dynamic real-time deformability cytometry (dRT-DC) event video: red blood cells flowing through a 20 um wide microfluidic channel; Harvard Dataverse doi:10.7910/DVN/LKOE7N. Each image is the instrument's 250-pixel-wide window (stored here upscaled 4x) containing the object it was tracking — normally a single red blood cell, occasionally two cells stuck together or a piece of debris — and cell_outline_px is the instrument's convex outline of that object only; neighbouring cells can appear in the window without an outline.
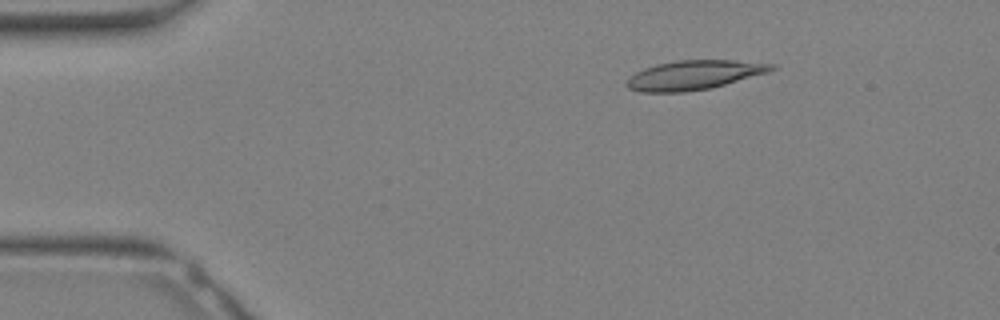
{"species": "Egyptian fruit bat (a non-hibernating species)", "species_latin": "Rousettus aegyptiacus", "temperature_condition": "warm", "stored_images_in_passage": 30, "camera_frame_rate_fps": 3000, "um_per_image_px": 0.085, "animal": {"sex": "female"}, "frame": {"image": 1, "passage_image": 3, "time_ms": 0.667, "image_size_px": [1000, 320], "cell_outline_px": [[776, 68], [768, 72], [712, 88], [684, 92], [640, 92], [628, 88], [624, 84], [636, 72], [644, 68], [656, 64], [676, 60], [732, 60], [776, 64]], "centroid_in_image_um": [58.99, 6.38], "position_along_channel_um": 26.0, "area_um2": 24.68}}
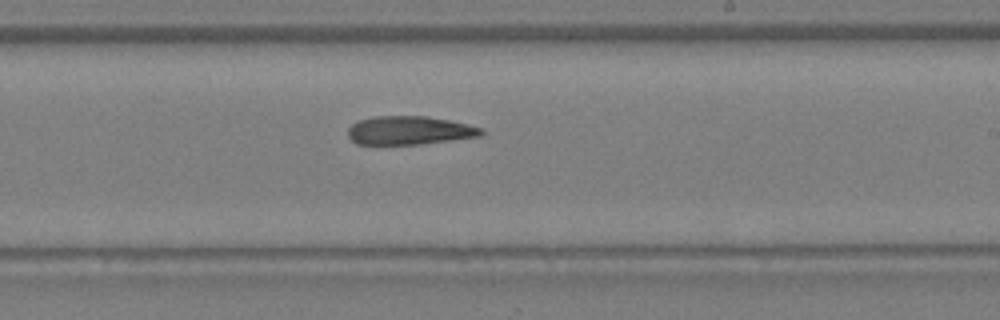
{"frame": {"image": 2, "passage_image": 17, "time_ms": 5.333, "image_size_px": [1000, 320], "cell_outline_px": [[484, 136], [420, 144], [356, 144], [348, 136], [348, 128], [352, 124], [360, 120], [372, 116], [428, 116], [468, 124], [480, 128], [484, 132]], "centroid_in_image_um": [34.81, 11.08], "position_along_channel_um": 254.2, "area_um2": 22.2}}
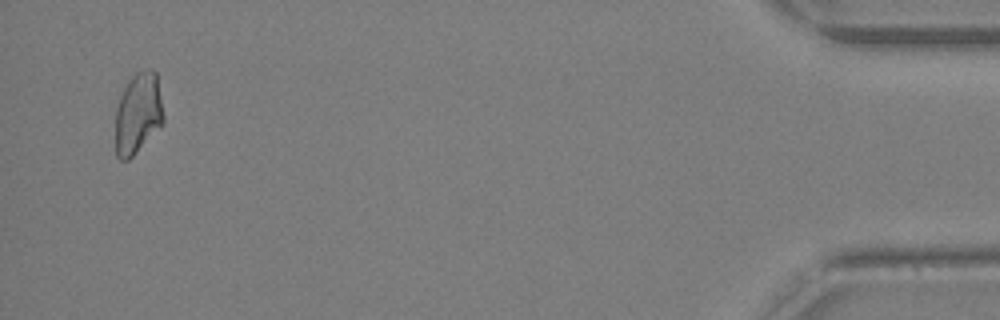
{"frame": {"image": 3, "passage_image": 29, "time_ms": 9.333, "image_size_px": [1000, 320], "cell_outline_px": [[164, 124], [128, 160], [120, 160], [116, 156], [116, 108], [120, 96], [128, 80], [136, 72], [152, 68], [156, 72], [164, 116]], "centroid_in_image_um": [11.74, 9.63], "position_along_channel_um": 423.5, "area_um2": 22.77}}